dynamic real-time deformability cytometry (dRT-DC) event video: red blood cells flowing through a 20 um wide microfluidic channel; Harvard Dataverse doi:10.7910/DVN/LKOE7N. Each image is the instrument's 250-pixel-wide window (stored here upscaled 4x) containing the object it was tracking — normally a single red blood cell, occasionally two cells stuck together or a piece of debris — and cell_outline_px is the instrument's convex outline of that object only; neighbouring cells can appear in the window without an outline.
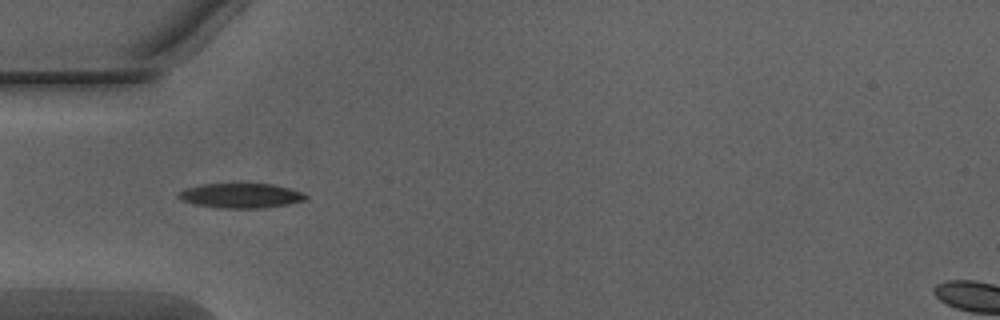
{"species": "Egyptian fruit bat (a non-hibernating species)", "species_latin": "Rousettus aegyptiacus", "temperature_condition": "warm", "stored_images_in_passage": 43, "camera_frame_rate_fps": 3000, "um_per_image_px": 0.085, "animal": {"sex": "male"}, "frame": {"image": 1, "passage_image": 16, "time_ms": 5.0, "image_size_px": [1000, 320], "cell_outline_px": [[308, 200], [288, 204], [264, 208], [224, 208], [196, 204], [180, 200], [176, 196], [180, 192], [188, 188], [204, 184], [240, 180], [276, 184], [304, 192], [308, 196]], "centroid_in_image_um": [20.55, 16.57], "position_along_channel_um": 64.4, "area_um2": 19.36}}
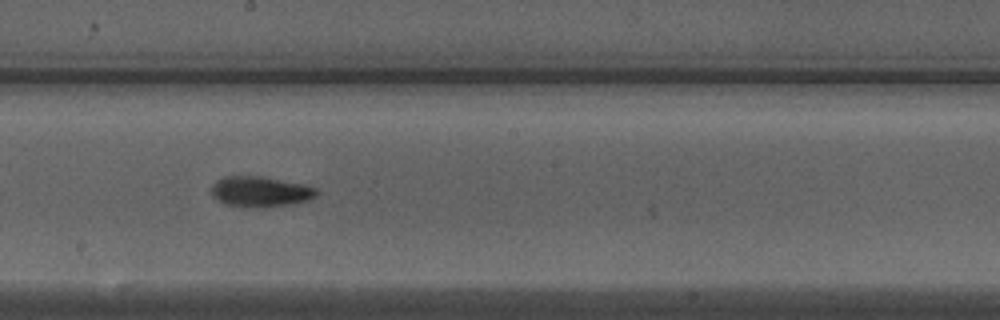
{"frame": {"image": 2, "passage_image": 28, "time_ms": 9.0, "image_size_px": [1000, 320], "cell_outline_px": [[320, 192], [316, 196], [308, 200], [288, 204], [224, 204], [212, 196], [212, 184], [216, 180], [224, 176], [260, 176], [304, 184], [316, 188]], "centroid_in_image_um": [22.14, 16.22], "position_along_channel_um": 226.1, "area_um2": 17.74}}
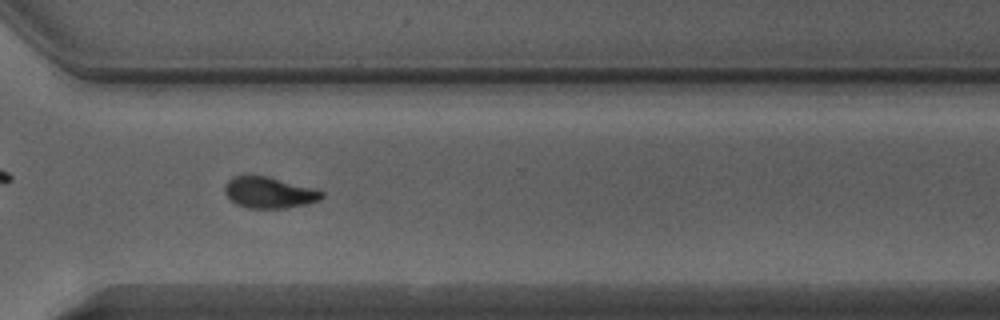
{"frame": {"image": 3, "passage_image": 37, "time_ms": 12.0, "image_size_px": [1000, 320], "cell_outline_px": [[324, 196], [320, 200], [304, 204], [284, 208], [248, 208], [236, 204], [224, 192], [224, 188], [228, 180], [232, 176], [268, 176], [316, 188], [324, 192]], "centroid_in_image_um": [22.9, 16.36], "position_along_channel_um": 347.7, "area_um2": 17.63}, "authors_computed_cell_mechanics": {"area_um2": 17.8024, "velocity_mm_per_s": 4.0596, "shape_relaxation_time_tau1_ms": 3.6324, "shape_relaxation_time_tau2_ms": 2.767, "deformation_change_tau1": 0.1612, "deformation_change_tau2": 0.0885}}